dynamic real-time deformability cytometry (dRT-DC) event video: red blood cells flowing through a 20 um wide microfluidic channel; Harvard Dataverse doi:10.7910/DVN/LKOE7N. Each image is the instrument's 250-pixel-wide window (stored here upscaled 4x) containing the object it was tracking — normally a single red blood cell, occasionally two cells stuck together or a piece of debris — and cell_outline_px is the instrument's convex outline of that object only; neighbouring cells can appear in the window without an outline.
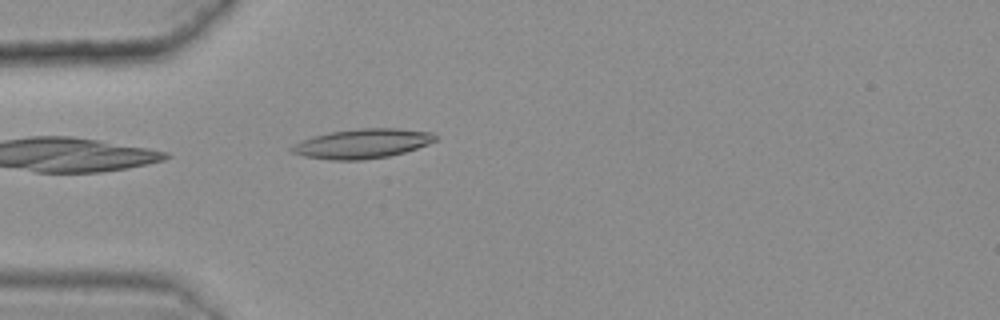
{"species": "common noctule bat (a hibernating species)", "species_latin": "Nyctalus noctula", "temperature_condition": "warm", "stored_images_in_passage": 32, "camera_frame_rate_fps": 3000, "um_per_image_px": 0.085, "animal": {"sex": "female", "body_mass_g": 25.1}, "frame": {"image": 1, "passage_image": 1, "time_ms": 0.0, "image_size_px": [1000, 320], "cell_outline_px": [[436, 140], [428, 144], [404, 152], [388, 156], [360, 160], [332, 160], [304, 156], [292, 152], [288, 148], [292, 144], [300, 140], [312, 136], [332, 132], [360, 128], [396, 128], [436, 132]], "centroid_in_image_um": [30.78, 12.2], "position_along_channel_um": 54.2, "area_um2": 24.74}}
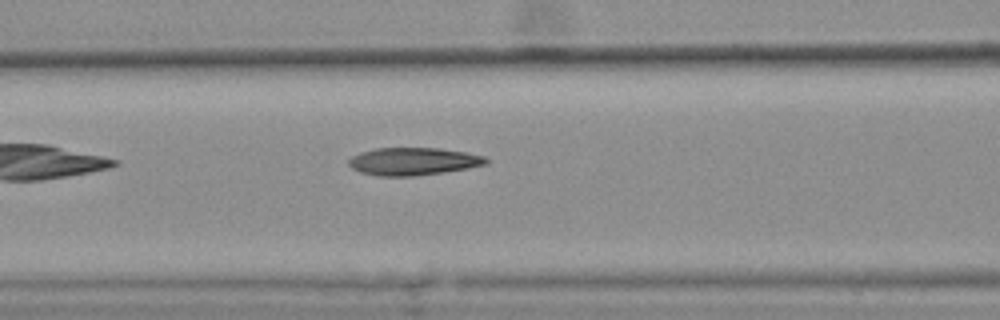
{"frame": {"image": 2, "passage_image": 8, "time_ms": 2.333, "image_size_px": [1000, 320], "cell_outline_px": [[488, 164], [468, 168], [412, 176], [376, 176], [360, 172], [352, 168], [348, 164], [348, 160], [352, 156], [360, 152], [376, 148], [440, 148], [468, 152], [484, 156], [488, 160]], "centroid_in_image_um": [35.11, 13.71], "position_along_channel_um": 131.5, "area_um2": 22.14}}
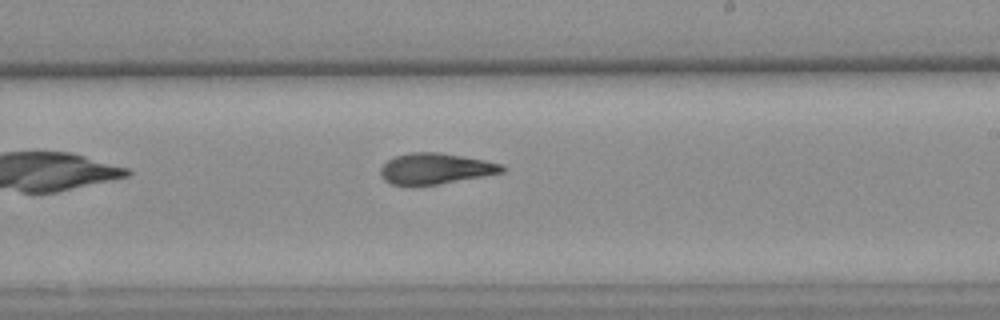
{"frame": {"image": 3, "passage_image": 18, "time_ms": 5.667, "image_size_px": [1000, 320], "cell_outline_px": [[504, 172], [484, 176], [436, 184], [392, 184], [384, 180], [380, 172], [380, 168], [388, 160], [396, 156], [408, 152], [440, 152], [484, 160], [504, 164]], "centroid_in_image_um": [37.03, 14.31], "position_along_channel_um": 252.0, "area_um2": 21.56}, "authors_computed_cell_mechanics": {"area_um2": 22.253, "velocity_mm_per_s": 3.6297, "shape_relaxation_time_tau1_ms": null, "shape_relaxation_time_tau2_ms": 3.4572, "deformation_change_tau1": null, "deformation_change_tau2": 0.1203}}